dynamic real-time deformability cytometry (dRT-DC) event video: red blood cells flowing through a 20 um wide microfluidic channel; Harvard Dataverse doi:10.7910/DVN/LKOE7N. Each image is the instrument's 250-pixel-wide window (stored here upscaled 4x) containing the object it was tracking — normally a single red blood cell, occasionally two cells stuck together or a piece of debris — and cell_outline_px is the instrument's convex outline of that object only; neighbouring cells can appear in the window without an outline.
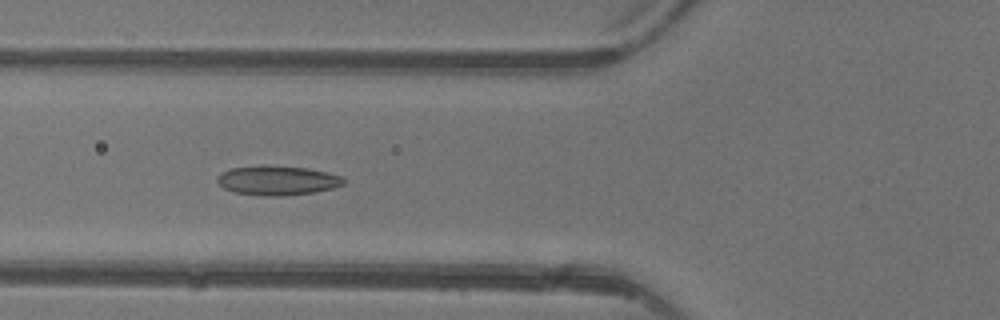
{"species": "common noctule bat (a hibernating species)", "species_latin": "Nyctalus noctula", "temperature_condition": "warm", "stored_images_in_passage": 5, "camera_frame_rate_fps": 3000, "um_per_image_px": 0.085, "animal": {"sex": "female"}, "frame": {"image": 1, "passage_image": 5, "time_ms": 5.333, "image_size_px": [1000, 320], "cell_outline_px": [[344, 184], [332, 188], [316, 192], [284, 196], [268, 196], [236, 192], [224, 188], [216, 180], [216, 176], [220, 172], [232, 168], [260, 164], [264, 164], [308, 168], [328, 172], [344, 176]], "centroid_in_image_um": [23.59, 15.31], "position_along_channel_um": 102.2, "area_um2": 22.02}}